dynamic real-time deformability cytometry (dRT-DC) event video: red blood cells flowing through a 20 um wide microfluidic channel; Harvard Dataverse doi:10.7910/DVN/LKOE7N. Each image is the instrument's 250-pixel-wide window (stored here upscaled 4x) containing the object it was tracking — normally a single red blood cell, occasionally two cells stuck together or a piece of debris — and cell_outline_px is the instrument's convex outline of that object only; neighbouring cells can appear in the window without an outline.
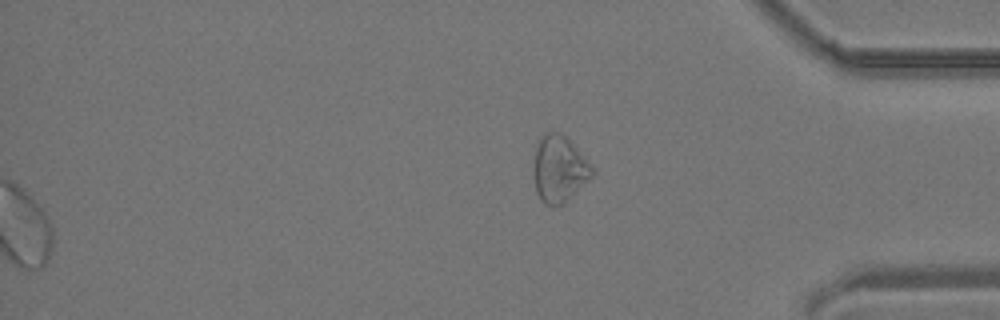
{"species": "common noctule bat (a hibernating species)", "species_latin": "Nyctalus noctula", "temperature_condition": "room temperature", "stored_images_in_passage": 29, "camera_frame_rate_fps": 3000, "um_per_image_px": 0.085, "animal": {"sex": "male", "body_mass_g": 19.2, "forearm_length_mm": 51.8}, "frame": {"image": 1, "passage_image": 29, "time_ms": 9.333, "image_size_px": [1000, 320], "cell_outline_px": [[596, 172], [564, 204], [552, 208], [544, 204], [540, 200], [536, 192], [532, 168], [536, 148], [540, 136], [544, 132], [556, 132], [564, 136], [588, 160]], "centroid_in_image_um": [47.5, 14.41], "position_along_channel_um": 387.7, "area_um2": 22.95}}